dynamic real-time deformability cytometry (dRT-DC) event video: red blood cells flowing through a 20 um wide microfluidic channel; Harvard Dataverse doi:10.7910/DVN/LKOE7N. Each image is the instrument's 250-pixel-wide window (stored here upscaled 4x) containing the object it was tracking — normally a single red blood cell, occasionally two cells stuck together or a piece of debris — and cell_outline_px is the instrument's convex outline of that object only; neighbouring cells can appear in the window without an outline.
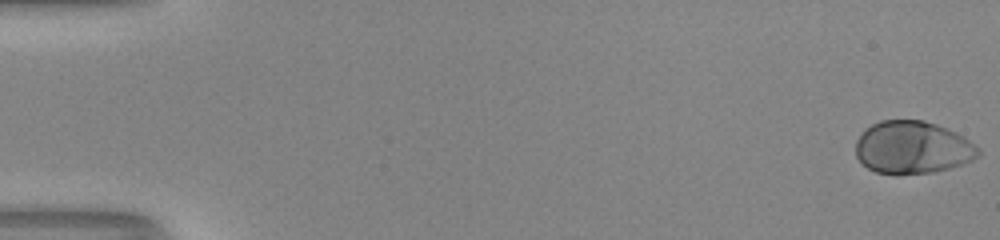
{"species": "human", "species_latin": "Homo sapiens", "temperature_condition": "room temperature", "stored_images_in_passage": 52, "camera_frame_rate_fps": 3000, "um_per_image_px": 0.085, "donor": {"sex": "male"}, "frame": {"image": 1, "passage_image": 1, "time_ms": 0.0, "image_size_px": [1000, 240], "cell_outline_px": [[980, 156], [972, 160], [948, 168], [932, 172], [896, 176], [876, 172], [868, 168], [856, 156], [856, 140], [864, 128], [880, 120], [924, 120], [948, 128], [964, 136], [980, 148]], "centroid_in_image_um": [77.56, 12.54], "position_along_channel_um": 7.4, "area_um2": 38.09}}
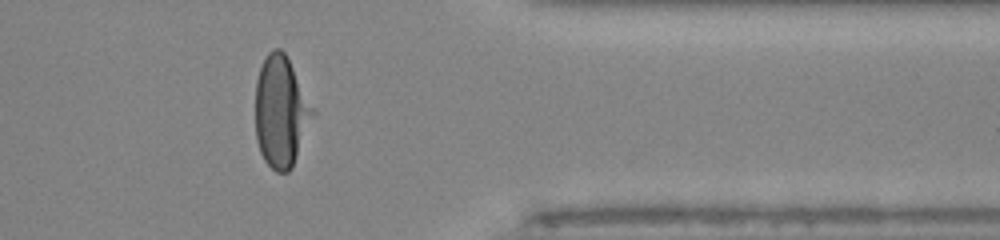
{"frame": {"image": 2, "passage_image": 43, "time_ms": 14.0, "image_size_px": [1000, 240], "cell_outline_px": [[316, 112], [292, 168], [288, 172], [276, 172], [264, 160], [260, 152], [256, 140], [256, 80], [260, 68], [268, 52], [272, 48], [280, 48], [284, 52], [316, 108]], "centroid_in_image_um": [23.91, 9.5], "position_along_channel_um": 387.5, "area_um2": 37.45}}
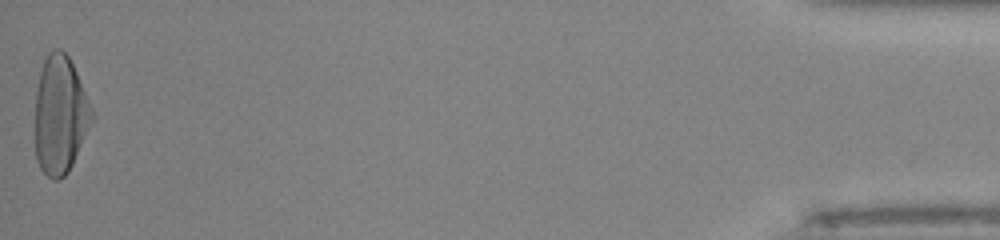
{"frame": {"image": 3, "passage_image": 52, "time_ms": 17.0, "image_size_px": [1000, 240], "cell_outline_px": [[92, 124], [68, 172], [60, 180], [52, 180], [40, 168], [36, 160], [36, 88], [40, 72], [44, 60], [48, 52], [52, 48], [60, 48], [68, 56], [76, 72], [92, 108]], "centroid_in_image_um": [5.1, 9.77], "position_along_channel_um": 430.1, "area_um2": 38.9}, "authors_computed_cell_mechanics": {"area_um2": 36.3562, "velocity_mm_per_s": 4.1359, "shape_relaxation_time_tau1_ms": 3.3804, "shape_relaxation_time_tau2_ms": null, "deformation_change_tau1": 0.2148, "deformation_change_tau2": null}}